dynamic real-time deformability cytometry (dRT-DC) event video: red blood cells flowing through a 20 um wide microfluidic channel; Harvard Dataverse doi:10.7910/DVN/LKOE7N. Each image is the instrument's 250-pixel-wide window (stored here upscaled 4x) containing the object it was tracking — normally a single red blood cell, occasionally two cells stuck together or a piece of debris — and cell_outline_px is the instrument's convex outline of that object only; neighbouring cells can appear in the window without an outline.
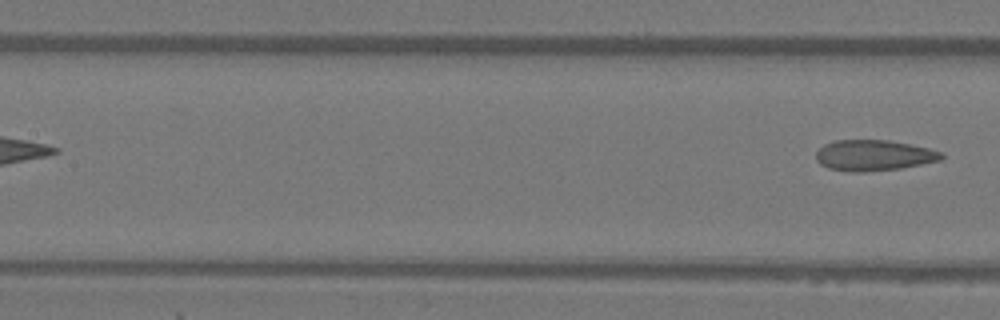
{"species": "Egyptian fruit bat (a non-hibernating species)", "species_latin": "Rousettus aegyptiacus", "temperature_condition": "warm", "stored_images_in_passage": 4, "segment_of_instrument_passage": [2, 2], "camera_frame_rate_fps": 3000, "um_per_image_px": 0.085, "animal": {"sex": "female"}, "frame": {"image": 1, "passage_image": 4, "time_ms": 1.0, "image_size_px": [1000, 320], "cell_outline_px": [[944, 156], [940, 160], [900, 168], [864, 172], [848, 172], [828, 168], [820, 164], [816, 160], [816, 152], [824, 144], [836, 140], [888, 140], [912, 144], [944, 152]], "centroid_in_image_um": [74.26, 13.2], "position_along_channel_um": 133.1, "area_um2": 22.6}}